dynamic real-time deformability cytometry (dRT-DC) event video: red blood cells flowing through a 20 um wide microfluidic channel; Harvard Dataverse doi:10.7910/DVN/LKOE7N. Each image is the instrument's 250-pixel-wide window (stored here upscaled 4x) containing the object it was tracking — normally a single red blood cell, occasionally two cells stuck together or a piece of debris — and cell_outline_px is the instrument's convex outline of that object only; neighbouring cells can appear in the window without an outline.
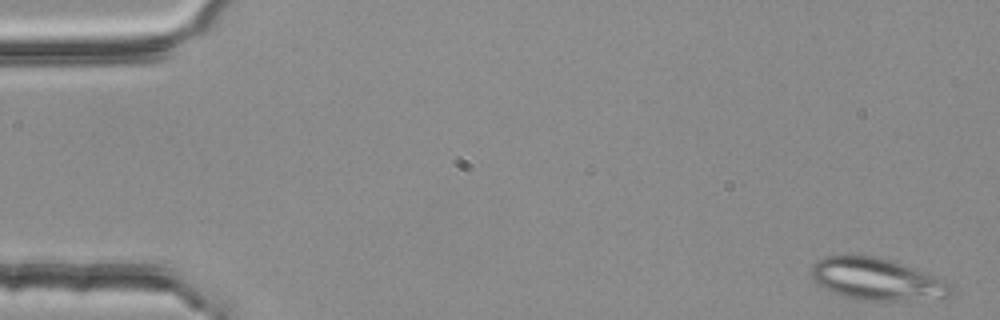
{"species": "common noctule bat (a hibernating species)", "species_latin": "Nyctalus noctula", "temperature_condition": "room temperature", "stored_images_in_passage": 4, "camera_frame_rate_fps": 3000, "um_per_image_px": 0.085, "animal": {"sex": "female", "body_mass_g": 25.1}, "frame": {"image": 1, "passage_image": 1, "time_ms": 0.0, "image_size_px": [1000, 320], "cell_outline_px": [[952, 292], [948, 296], [892, 300], [856, 300], [832, 292], [816, 284], [812, 276], [812, 264], [816, 260], [824, 256], [876, 256], [940, 276], [952, 288]], "centroid_in_image_um": [74.48, 23.72], "position_along_channel_um": 10.5, "area_um2": 33.7}}